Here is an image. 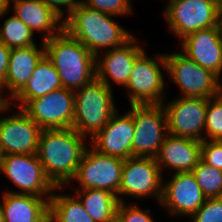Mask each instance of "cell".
Here are the masks:
<instances>
[{
    "mask_svg": "<svg viewBox=\"0 0 222 222\" xmlns=\"http://www.w3.org/2000/svg\"><path fill=\"white\" fill-rule=\"evenodd\" d=\"M0 222H5L2 207L0 205Z\"/></svg>",
    "mask_w": 222,
    "mask_h": 222,
    "instance_id": "8d00e7d4",
    "label": "cell"
},
{
    "mask_svg": "<svg viewBox=\"0 0 222 222\" xmlns=\"http://www.w3.org/2000/svg\"><path fill=\"white\" fill-rule=\"evenodd\" d=\"M82 3L89 8L113 15V17L129 15L133 12L130 0H86Z\"/></svg>",
    "mask_w": 222,
    "mask_h": 222,
    "instance_id": "f1b7e54d",
    "label": "cell"
},
{
    "mask_svg": "<svg viewBox=\"0 0 222 222\" xmlns=\"http://www.w3.org/2000/svg\"><path fill=\"white\" fill-rule=\"evenodd\" d=\"M208 99L180 95L167 105L162 103L167 116L168 134L202 142Z\"/></svg>",
    "mask_w": 222,
    "mask_h": 222,
    "instance_id": "4fadbf2b",
    "label": "cell"
},
{
    "mask_svg": "<svg viewBox=\"0 0 222 222\" xmlns=\"http://www.w3.org/2000/svg\"><path fill=\"white\" fill-rule=\"evenodd\" d=\"M134 121L132 156L156 157L168 135L167 116L162 104H130Z\"/></svg>",
    "mask_w": 222,
    "mask_h": 222,
    "instance_id": "52a82bcc",
    "label": "cell"
},
{
    "mask_svg": "<svg viewBox=\"0 0 222 222\" xmlns=\"http://www.w3.org/2000/svg\"><path fill=\"white\" fill-rule=\"evenodd\" d=\"M133 36L125 44L109 49L96 56V79L112 89L109 78L113 82L126 87L135 60L144 52ZM137 43V44H136ZM99 57L101 59H99ZM103 58V59H102Z\"/></svg>",
    "mask_w": 222,
    "mask_h": 222,
    "instance_id": "2e32d148",
    "label": "cell"
},
{
    "mask_svg": "<svg viewBox=\"0 0 222 222\" xmlns=\"http://www.w3.org/2000/svg\"><path fill=\"white\" fill-rule=\"evenodd\" d=\"M171 31L181 40L198 30L222 26V0H173L164 11Z\"/></svg>",
    "mask_w": 222,
    "mask_h": 222,
    "instance_id": "5b68a950",
    "label": "cell"
},
{
    "mask_svg": "<svg viewBox=\"0 0 222 222\" xmlns=\"http://www.w3.org/2000/svg\"><path fill=\"white\" fill-rule=\"evenodd\" d=\"M201 156L205 163L222 170V141L203 140Z\"/></svg>",
    "mask_w": 222,
    "mask_h": 222,
    "instance_id": "1f68e13d",
    "label": "cell"
},
{
    "mask_svg": "<svg viewBox=\"0 0 222 222\" xmlns=\"http://www.w3.org/2000/svg\"><path fill=\"white\" fill-rule=\"evenodd\" d=\"M75 194L95 222H112L116 218L119 198L107 190L76 189Z\"/></svg>",
    "mask_w": 222,
    "mask_h": 222,
    "instance_id": "cb8c5ba5",
    "label": "cell"
},
{
    "mask_svg": "<svg viewBox=\"0 0 222 222\" xmlns=\"http://www.w3.org/2000/svg\"><path fill=\"white\" fill-rule=\"evenodd\" d=\"M49 222H95L74 195L53 193L49 200Z\"/></svg>",
    "mask_w": 222,
    "mask_h": 222,
    "instance_id": "d4e9b609",
    "label": "cell"
},
{
    "mask_svg": "<svg viewBox=\"0 0 222 222\" xmlns=\"http://www.w3.org/2000/svg\"><path fill=\"white\" fill-rule=\"evenodd\" d=\"M41 46L40 49L37 45L11 49L5 84L3 85V92L7 89L10 90L8 101L26 85L35 66L45 55L44 41Z\"/></svg>",
    "mask_w": 222,
    "mask_h": 222,
    "instance_id": "7402d4cb",
    "label": "cell"
},
{
    "mask_svg": "<svg viewBox=\"0 0 222 222\" xmlns=\"http://www.w3.org/2000/svg\"><path fill=\"white\" fill-rule=\"evenodd\" d=\"M7 11H9V8L0 11V17H3V15H5V13L7 14Z\"/></svg>",
    "mask_w": 222,
    "mask_h": 222,
    "instance_id": "74e56055",
    "label": "cell"
},
{
    "mask_svg": "<svg viewBox=\"0 0 222 222\" xmlns=\"http://www.w3.org/2000/svg\"><path fill=\"white\" fill-rule=\"evenodd\" d=\"M123 163V159L87 147L73 180L80 184L79 189L107 190L119 198Z\"/></svg>",
    "mask_w": 222,
    "mask_h": 222,
    "instance_id": "30bf717a",
    "label": "cell"
},
{
    "mask_svg": "<svg viewBox=\"0 0 222 222\" xmlns=\"http://www.w3.org/2000/svg\"><path fill=\"white\" fill-rule=\"evenodd\" d=\"M14 15L34 33H44L43 41L57 36L64 18L44 0H13Z\"/></svg>",
    "mask_w": 222,
    "mask_h": 222,
    "instance_id": "d6986e66",
    "label": "cell"
},
{
    "mask_svg": "<svg viewBox=\"0 0 222 222\" xmlns=\"http://www.w3.org/2000/svg\"><path fill=\"white\" fill-rule=\"evenodd\" d=\"M192 172L175 173L162 187L160 205L172 216H192L206 201Z\"/></svg>",
    "mask_w": 222,
    "mask_h": 222,
    "instance_id": "9a60e30c",
    "label": "cell"
},
{
    "mask_svg": "<svg viewBox=\"0 0 222 222\" xmlns=\"http://www.w3.org/2000/svg\"><path fill=\"white\" fill-rule=\"evenodd\" d=\"M167 75L181 89L182 97L211 98L222 92L220 77L182 52L165 54Z\"/></svg>",
    "mask_w": 222,
    "mask_h": 222,
    "instance_id": "8992f818",
    "label": "cell"
},
{
    "mask_svg": "<svg viewBox=\"0 0 222 222\" xmlns=\"http://www.w3.org/2000/svg\"><path fill=\"white\" fill-rule=\"evenodd\" d=\"M182 53L221 78L222 26L198 30L181 40Z\"/></svg>",
    "mask_w": 222,
    "mask_h": 222,
    "instance_id": "ac0fdd59",
    "label": "cell"
},
{
    "mask_svg": "<svg viewBox=\"0 0 222 222\" xmlns=\"http://www.w3.org/2000/svg\"><path fill=\"white\" fill-rule=\"evenodd\" d=\"M74 97L75 113L72 128L86 139H92L116 112L112 89L95 79L74 90Z\"/></svg>",
    "mask_w": 222,
    "mask_h": 222,
    "instance_id": "277c9868",
    "label": "cell"
},
{
    "mask_svg": "<svg viewBox=\"0 0 222 222\" xmlns=\"http://www.w3.org/2000/svg\"><path fill=\"white\" fill-rule=\"evenodd\" d=\"M42 129L21 109L13 116L0 117V151L8 154H35Z\"/></svg>",
    "mask_w": 222,
    "mask_h": 222,
    "instance_id": "5bb4252c",
    "label": "cell"
},
{
    "mask_svg": "<svg viewBox=\"0 0 222 222\" xmlns=\"http://www.w3.org/2000/svg\"><path fill=\"white\" fill-rule=\"evenodd\" d=\"M62 88L58 71L52 62L44 55L35 66L31 78L26 85L9 101L19 102L18 108H23L30 100L40 98L52 91Z\"/></svg>",
    "mask_w": 222,
    "mask_h": 222,
    "instance_id": "603a6c76",
    "label": "cell"
},
{
    "mask_svg": "<svg viewBox=\"0 0 222 222\" xmlns=\"http://www.w3.org/2000/svg\"><path fill=\"white\" fill-rule=\"evenodd\" d=\"M22 110L42 130L72 128L75 113L74 91L62 87L30 100Z\"/></svg>",
    "mask_w": 222,
    "mask_h": 222,
    "instance_id": "8fae6325",
    "label": "cell"
},
{
    "mask_svg": "<svg viewBox=\"0 0 222 222\" xmlns=\"http://www.w3.org/2000/svg\"><path fill=\"white\" fill-rule=\"evenodd\" d=\"M191 172L206 198L222 197V170L201 159Z\"/></svg>",
    "mask_w": 222,
    "mask_h": 222,
    "instance_id": "4316f807",
    "label": "cell"
},
{
    "mask_svg": "<svg viewBox=\"0 0 222 222\" xmlns=\"http://www.w3.org/2000/svg\"><path fill=\"white\" fill-rule=\"evenodd\" d=\"M162 68L167 70L166 58L162 54L157 58H149L144 51L135 60L126 85L130 104H162L165 102L164 95H162L165 90Z\"/></svg>",
    "mask_w": 222,
    "mask_h": 222,
    "instance_id": "9c48e42d",
    "label": "cell"
},
{
    "mask_svg": "<svg viewBox=\"0 0 222 222\" xmlns=\"http://www.w3.org/2000/svg\"><path fill=\"white\" fill-rule=\"evenodd\" d=\"M84 136L73 128L42 130L37 156L44 172L55 187H63L77 173L87 148Z\"/></svg>",
    "mask_w": 222,
    "mask_h": 222,
    "instance_id": "6da1fadb",
    "label": "cell"
},
{
    "mask_svg": "<svg viewBox=\"0 0 222 222\" xmlns=\"http://www.w3.org/2000/svg\"><path fill=\"white\" fill-rule=\"evenodd\" d=\"M66 16L63 29L94 56L101 54L100 50L122 46L133 37L131 32L111 19L113 15L89 8L83 3Z\"/></svg>",
    "mask_w": 222,
    "mask_h": 222,
    "instance_id": "7a4b0ae2",
    "label": "cell"
},
{
    "mask_svg": "<svg viewBox=\"0 0 222 222\" xmlns=\"http://www.w3.org/2000/svg\"><path fill=\"white\" fill-rule=\"evenodd\" d=\"M129 205L125 202L119 203L115 218L117 222H154L149 215L150 209L142 211L137 205Z\"/></svg>",
    "mask_w": 222,
    "mask_h": 222,
    "instance_id": "4dcf8cb0",
    "label": "cell"
},
{
    "mask_svg": "<svg viewBox=\"0 0 222 222\" xmlns=\"http://www.w3.org/2000/svg\"><path fill=\"white\" fill-rule=\"evenodd\" d=\"M2 153H0V173H1V166H2Z\"/></svg>",
    "mask_w": 222,
    "mask_h": 222,
    "instance_id": "f35d334b",
    "label": "cell"
},
{
    "mask_svg": "<svg viewBox=\"0 0 222 222\" xmlns=\"http://www.w3.org/2000/svg\"><path fill=\"white\" fill-rule=\"evenodd\" d=\"M191 217L192 222H222V197L207 198Z\"/></svg>",
    "mask_w": 222,
    "mask_h": 222,
    "instance_id": "f546056e",
    "label": "cell"
},
{
    "mask_svg": "<svg viewBox=\"0 0 222 222\" xmlns=\"http://www.w3.org/2000/svg\"><path fill=\"white\" fill-rule=\"evenodd\" d=\"M48 5L52 6L63 18L64 16V10L61 8V6L66 7V11L68 15L73 9H76L83 0H44Z\"/></svg>",
    "mask_w": 222,
    "mask_h": 222,
    "instance_id": "d6a6232c",
    "label": "cell"
},
{
    "mask_svg": "<svg viewBox=\"0 0 222 222\" xmlns=\"http://www.w3.org/2000/svg\"><path fill=\"white\" fill-rule=\"evenodd\" d=\"M0 205L5 222H49V199L4 191Z\"/></svg>",
    "mask_w": 222,
    "mask_h": 222,
    "instance_id": "44dd1931",
    "label": "cell"
},
{
    "mask_svg": "<svg viewBox=\"0 0 222 222\" xmlns=\"http://www.w3.org/2000/svg\"><path fill=\"white\" fill-rule=\"evenodd\" d=\"M134 130L129 112L121 116L115 112L102 130L90 139L91 147L101 154L126 160L132 156Z\"/></svg>",
    "mask_w": 222,
    "mask_h": 222,
    "instance_id": "e0dca14e",
    "label": "cell"
},
{
    "mask_svg": "<svg viewBox=\"0 0 222 222\" xmlns=\"http://www.w3.org/2000/svg\"><path fill=\"white\" fill-rule=\"evenodd\" d=\"M163 176L154 157L131 156L124 160L119 201L125 202L121 196L135 197L152 196L158 204L162 199Z\"/></svg>",
    "mask_w": 222,
    "mask_h": 222,
    "instance_id": "7c38bea8",
    "label": "cell"
},
{
    "mask_svg": "<svg viewBox=\"0 0 222 222\" xmlns=\"http://www.w3.org/2000/svg\"><path fill=\"white\" fill-rule=\"evenodd\" d=\"M45 55L55 66L62 87L77 90L96 79V56L64 29L44 41Z\"/></svg>",
    "mask_w": 222,
    "mask_h": 222,
    "instance_id": "3957f363",
    "label": "cell"
},
{
    "mask_svg": "<svg viewBox=\"0 0 222 222\" xmlns=\"http://www.w3.org/2000/svg\"><path fill=\"white\" fill-rule=\"evenodd\" d=\"M2 95V90L0 88V113H2V111L9 110V108L14 105V103H9L8 99H5V97H2Z\"/></svg>",
    "mask_w": 222,
    "mask_h": 222,
    "instance_id": "e575fe53",
    "label": "cell"
},
{
    "mask_svg": "<svg viewBox=\"0 0 222 222\" xmlns=\"http://www.w3.org/2000/svg\"><path fill=\"white\" fill-rule=\"evenodd\" d=\"M11 49L0 41V88L3 91Z\"/></svg>",
    "mask_w": 222,
    "mask_h": 222,
    "instance_id": "836d02e7",
    "label": "cell"
},
{
    "mask_svg": "<svg viewBox=\"0 0 222 222\" xmlns=\"http://www.w3.org/2000/svg\"><path fill=\"white\" fill-rule=\"evenodd\" d=\"M12 0H0V11L9 8Z\"/></svg>",
    "mask_w": 222,
    "mask_h": 222,
    "instance_id": "d590c367",
    "label": "cell"
},
{
    "mask_svg": "<svg viewBox=\"0 0 222 222\" xmlns=\"http://www.w3.org/2000/svg\"><path fill=\"white\" fill-rule=\"evenodd\" d=\"M1 173L21 191H7L16 194H30L50 200L52 192L61 190L55 187L46 176L43 166L35 154H8L2 156ZM55 190V191H54Z\"/></svg>",
    "mask_w": 222,
    "mask_h": 222,
    "instance_id": "ba28073f",
    "label": "cell"
},
{
    "mask_svg": "<svg viewBox=\"0 0 222 222\" xmlns=\"http://www.w3.org/2000/svg\"><path fill=\"white\" fill-rule=\"evenodd\" d=\"M202 142L168 134L155 157L161 174L163 166L175 173L191 172L200 162Z\"/></svg>",
    "mask_w": 222,
    "mask_h": 222,
    "instance_id": "ffe728a7",
    "label": "cell"
},
{
    "mask_svg": "<svg viewBox=\"0 0 222 222\" xmlns=\"http://www.w3.org/2000/svg\"><path fill=\"white\" fill-rule=\"evenodd\" d=\"M34 33L14 14L3 22L0 27V41L10 49L25 48L36 45Z\"/></svg>",
    "mask_w": 222,
    "mask_h": 222,
    "instance_id": "484cf974",
    "label": "cell"
},
{
    "mask_svg": "<svg viewBox=\"0 0 222 222\" xmlns=\"http://www.w3.org/2000/svg\"><path fill=\"white\" fill-rule=\"evenodd\" d=\"M204 140L222 141V92L208 99Z\"/></svg>",
    "mask_w": 222,
    "mask_h": 222,
    "instance_id": "83f0119b",
    "label": "cell"
}]
</instances>
